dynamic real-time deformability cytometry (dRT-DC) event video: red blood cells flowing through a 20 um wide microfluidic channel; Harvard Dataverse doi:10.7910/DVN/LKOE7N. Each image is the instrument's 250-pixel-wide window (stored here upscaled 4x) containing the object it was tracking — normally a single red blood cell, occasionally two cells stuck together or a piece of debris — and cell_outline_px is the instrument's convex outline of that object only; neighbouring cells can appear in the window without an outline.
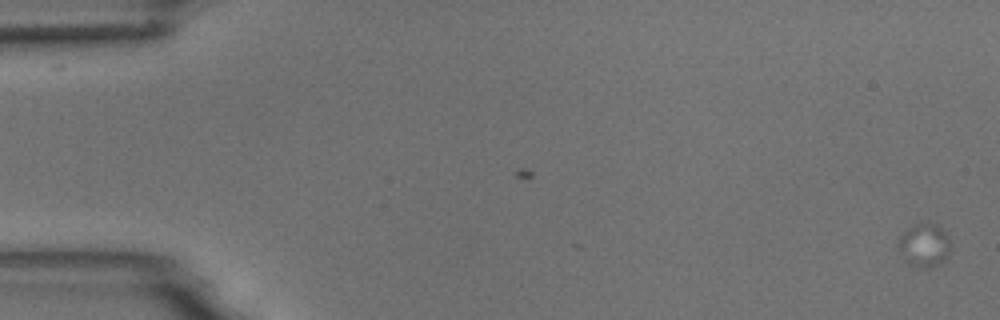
{"species": "common noctule bat (a hibernating species)", "species_latin": "Nyctalus noctula", "temperature_condition": "room temperature", "stored_images_in_passage": 18, "segment_of_instrument_passage": [1, 2], "camera_frame_rate_fps": 3000, "um_per_image_px": 0.085, "animal": {"sex": "male", "body_mass_g": 18.8}, "frame": {"image": 1, "passage_image": 1, "time_ms": 0.0, "image_size_px": [1000, 320], "cell_outline_px": [[952, 248], [948, 256], [940, 264], [928, 268], [924, 268], [908, 264], [904, 260], [896, 248], [896, 244], [900, 236], [908, 228], [920, 220], [928, 220], [936, 224], [948, 236]], "centroid_in_image_um": [78.55, 20.81], "position_along_channel_um": 6.5, "area_um2": 13.87}}